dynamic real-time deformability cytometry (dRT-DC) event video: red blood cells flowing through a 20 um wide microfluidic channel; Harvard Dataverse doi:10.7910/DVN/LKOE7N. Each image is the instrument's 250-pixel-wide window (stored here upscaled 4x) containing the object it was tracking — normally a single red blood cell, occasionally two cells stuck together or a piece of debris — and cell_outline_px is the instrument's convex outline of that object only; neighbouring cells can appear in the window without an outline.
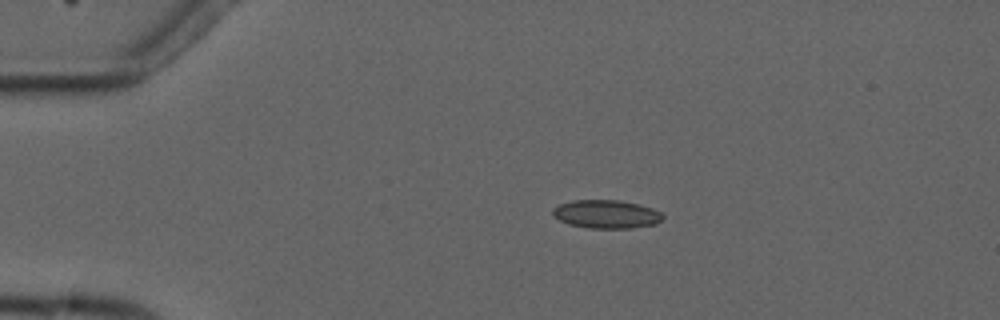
{"species": "common noctule bat (a hibernating species)", "species_latin": "Nyctalus noctula", "temperature_condition": "cold", "stored_images_in_passage": 5, "camera_frame_rate_fps": 3000, "um_per_image_px": 0.085, "animal": {"sex": "male", "forearm_length_mm": 52.5}, "frame": {"image": 1, "passage_image": 3, "time_ms": 2.333, "image_size_px": [1000, 320], "cell_outline_px": [[664, 220], [656, 224], [632, 228], [588, 228], [568, 224], [552, 216], [552, 208], [560, 204], [572, 200], [620, 200], [640, 204], [652, 208], [660, 212], [664, 216]], "centroid_in_image_um": [51.55, 18.2], "position_along_channel_um": 33.5, "area_um2": 18.44}}